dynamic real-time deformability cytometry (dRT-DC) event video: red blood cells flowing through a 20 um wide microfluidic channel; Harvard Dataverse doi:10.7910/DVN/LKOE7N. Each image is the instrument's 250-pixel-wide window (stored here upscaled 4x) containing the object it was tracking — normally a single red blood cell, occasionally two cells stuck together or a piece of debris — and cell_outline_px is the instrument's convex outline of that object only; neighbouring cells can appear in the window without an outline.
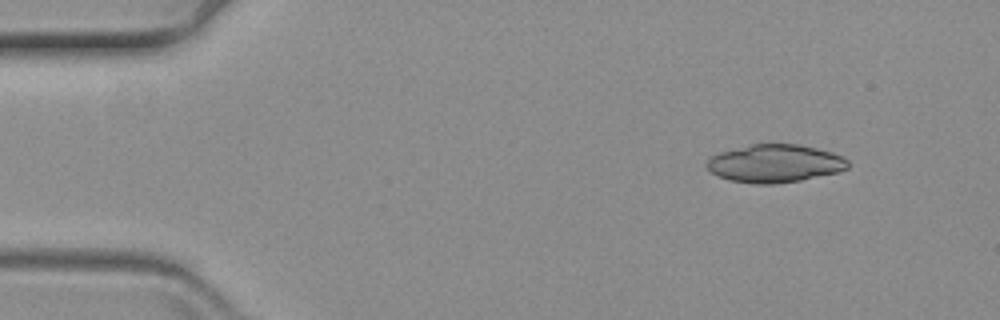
{"species": "common noctule bat (a hibernating species)", "species_latin": "Nyctalus noctula", "temperature_condition": "warm", "stored_images_in_passage": 52, "segment_of_instrument_passage": [1, 2], "camera_frame_rate_fps": 3000, "um_per_image_px": 0.085, "animal": {"sex": "female", "body_mass_g": 19.3, "forearm_length_mm": 54.1}, "frame": {"image": 1, "passage_image": 1, "time_ms": 0.0, "image_size_px": [1000, 320], "cell_outline_px": [[848, 168], [840, 172], [800, 180], [772, 184], [756, 184], [728, 180], [712, 172], [704, 164], [712, 156], [720, 152], [752, 144], [800, 144], [832, 152], [848, 160]], "centroid_in_image_um": [65.88, 13.89], "position_along_channel_um": 19.1, "area_um2": 31.1}}